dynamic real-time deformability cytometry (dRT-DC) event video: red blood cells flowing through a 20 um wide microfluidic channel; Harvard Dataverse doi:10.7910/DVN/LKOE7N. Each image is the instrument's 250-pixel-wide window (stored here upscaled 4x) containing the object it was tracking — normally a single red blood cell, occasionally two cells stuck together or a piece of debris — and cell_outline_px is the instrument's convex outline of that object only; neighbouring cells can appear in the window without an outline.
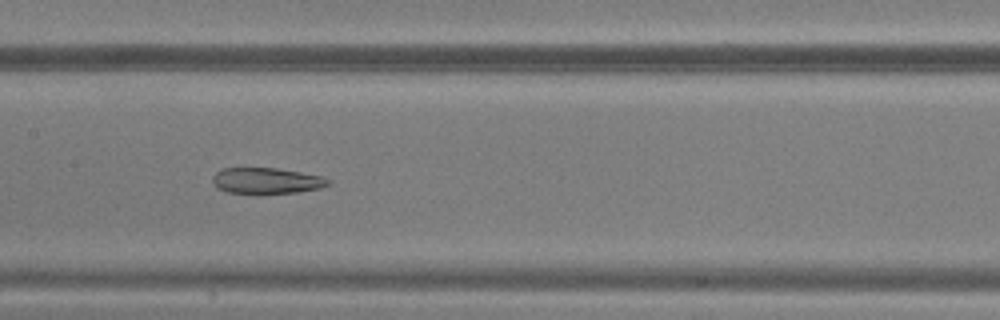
{"species": "common noctule bat (a hibernating species)", "species_latin": "Nyctalus noctula", "temperature_condition": "warm", "stored_images_in_passage": 39, "camera_frame_rate_fps": 3000, "um_per_image_px": 0.085, "animal": {"sex": "male", "body_mass_g": 20.5, "forearm_length_mm": 52.5}, "frame": {"image": 1, "passage_image": 15, "time_ms": 4.667, "image_size_px": [1000, 320], "cell_outline_px": [[332, 180], [328, 184], [320, 188], [296, 192], [260, 196], [228, 192], [220, 188], [212, 180], [212, 176], [216, 172], [224, 168], [276, 168], [300, 172], [320, 176]], "centroid_in_image_um": [22.65, 15.39], "position_along_channel_um": 184.8, "area_um2": 17.86}}
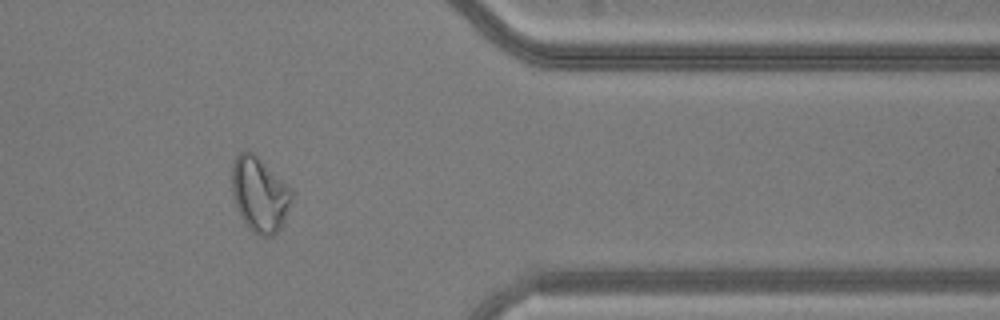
{"frame": {"image": 2, "passage_image": 31, "time_ms": 10.0, "image_size_px": [1000, 320], "cell_outline_px": [[292, 196], [284, 220], [280, 228], [272, 236], [260, 236], [248, 228], [236, 204], [232, 192], [232, 164], [236, 156], [244, 148], [252, 152], [292, 192]], "centroid_in_image_um": [22.02, 16.53], "position_along_channel_um": 389.4, "area_um2": 25.14}}
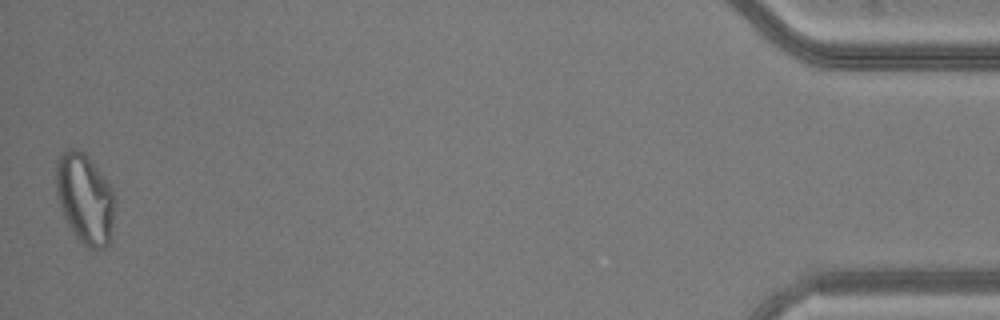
{"frame": {"image": 3, "passage_image": 39, "time_ms": 12.667, "image_size_px": [1000, 320], "cell_outline_px": [[116, 204], [112, 232], [108, 244], [104, 248], [88, 248], [72, 232], [60, 208], [56, 196], [56, 160], [68, 148], [76, 148], [84, 152], [92, 160], [108, 180], [116, 196]], "centroid_in_image_um": [7.25, 16.86], "position_along_channel_um": 428.0, "area_um2": 31.5}}